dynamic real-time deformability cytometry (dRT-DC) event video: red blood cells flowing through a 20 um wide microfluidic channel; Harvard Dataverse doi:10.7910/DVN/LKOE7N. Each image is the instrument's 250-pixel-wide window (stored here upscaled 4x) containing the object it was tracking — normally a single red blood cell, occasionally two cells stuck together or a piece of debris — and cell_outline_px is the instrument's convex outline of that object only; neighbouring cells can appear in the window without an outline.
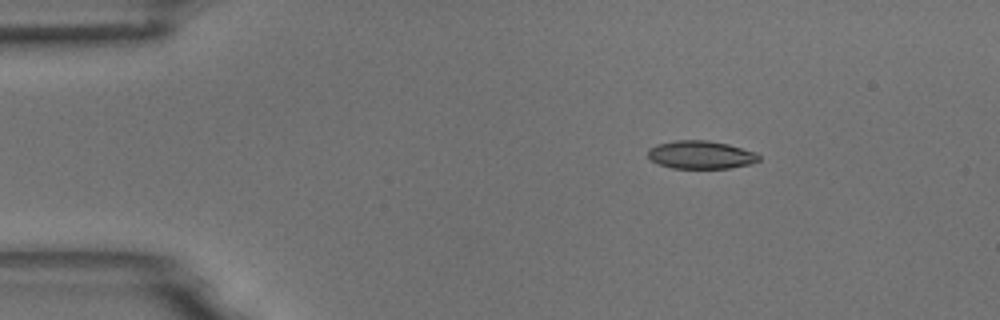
{"species": "common noctule bat (a hibernating species)", "species_latin": "Nyctalus noctula", "temperature_condition": "room temperature", "stored_images_in_passage": 3, "camera_frame_rate_fps": 3000, "um_per_image_px": 0.085, "animal": {"sex": "male", "body_mass_g": 18.8}, "frame": {"image": 1, "passage_image": 1, "time_ms": 0.0, "image_size_px": [1000, 320], "cell_outline_px": [[760, 160], [752, 164], [728, 168], [672, 168], [660, 164], [652, 160], [648, 156], [648, 148], [656, 144], [676, 140], [708, 140], [728, 144], [756, 152], [760, 156]], "centroid_in_image_um": [59.58, 13.15], "position_along_channel_um": 25.4, "area_um2": 18.21}}